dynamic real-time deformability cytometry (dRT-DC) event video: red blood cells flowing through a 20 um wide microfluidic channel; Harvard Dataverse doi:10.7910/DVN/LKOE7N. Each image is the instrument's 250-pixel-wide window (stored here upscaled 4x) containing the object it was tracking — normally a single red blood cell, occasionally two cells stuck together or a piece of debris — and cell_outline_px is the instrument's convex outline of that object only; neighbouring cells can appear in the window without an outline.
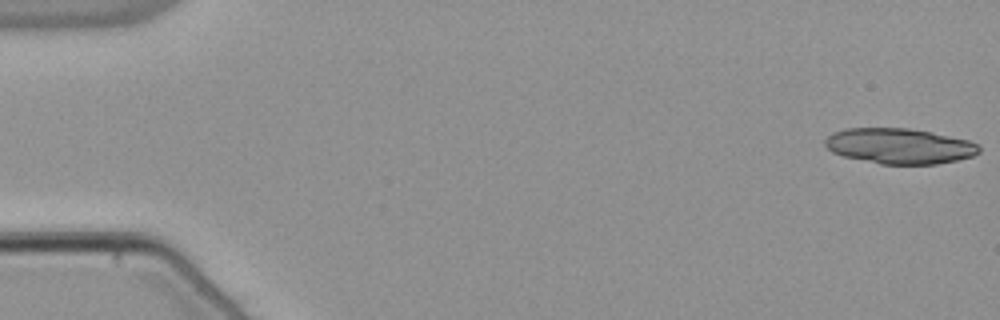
{"species": "common noctule bat (a hibernating species)", "species_latin": "Nyctalus noctula", "temperature_condition": "warm", "stored_images_in_passage": 19, "camera_frame_rate_fps": 3000, "um_per_image_px": 0.085, "animal": {"sex": "male", "body_mass_g": 21.5, "forearm_length_mm": 52.0}, "frame": {"image": 1, "passage_image": 1, "time_ms": 0.0, "image_size_px": [1000, 320], "cell_outline_px": [[980, 152], [972, 156], [956, 160], [936, 164], [880, 164], [844, 156], [832, 152], [824, 144], [824, 140], [832, 132], [844, 128], [908, 128], [932, 132], [968, 140], [980, 144]], "centroid_in_image_um": [76.45, 12.4], "position_along_channel_um": 8.6, "area_um2": 31.91}}